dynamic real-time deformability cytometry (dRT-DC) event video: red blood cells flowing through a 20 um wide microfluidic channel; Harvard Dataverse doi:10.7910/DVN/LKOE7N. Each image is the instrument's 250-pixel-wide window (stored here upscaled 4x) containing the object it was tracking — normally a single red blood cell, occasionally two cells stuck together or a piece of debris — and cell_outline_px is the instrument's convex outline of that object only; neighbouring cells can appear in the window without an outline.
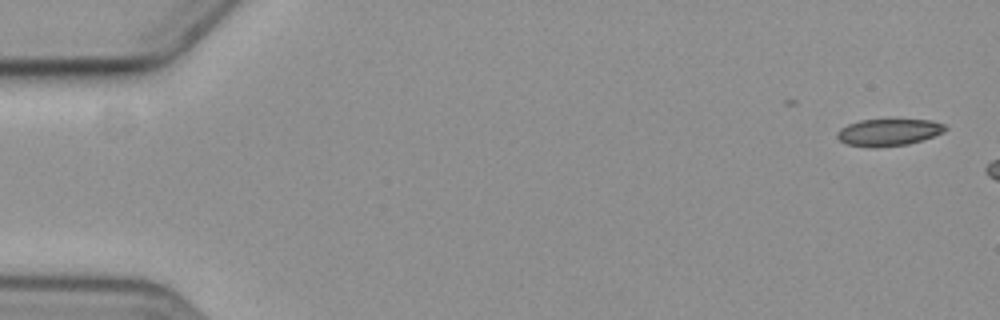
{"species": "common noctule bat (a hibernating species)", "species_latin": "Nyctalus noctula", "temperature_condition": "cold", "stored_images_in_passage": 2, "camera_frame_rate_fps": 3000, "um_per_image_px": 0.085, "animal": {"sex": "female", "body_mass_g": 19.3, "forearm_length_mm": 54.1}, "frame": {"image": 1, "passage_image": 2, "time_ms": 1.333, "image_size_px": [1000, 320], "cell_outline_px": [[948, 128], [944, 132], [908, 144], [876, 148], [868, 148], [848, 144], [840, 140], [836, 136], [836, 132], [840, 128], [848, 124], [860, 120], [932, 120], [944, 124]], "centroid_in_image_um": [75.5, 11.25], "position_along_channel_um": 9.5, "area_um2": 16.99}}